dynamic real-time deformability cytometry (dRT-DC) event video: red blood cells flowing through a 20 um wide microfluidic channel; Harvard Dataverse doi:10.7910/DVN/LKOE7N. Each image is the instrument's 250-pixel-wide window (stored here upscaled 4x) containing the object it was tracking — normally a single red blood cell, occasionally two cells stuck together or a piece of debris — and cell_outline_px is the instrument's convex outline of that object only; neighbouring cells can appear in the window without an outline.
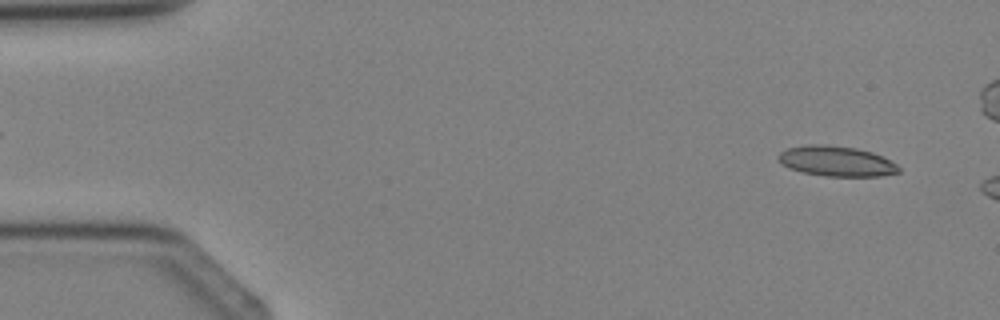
{"species": "Egyptian fruit bat (a non-hibernating species)", "species_latin": "Rousettus aegyptiacus", "temperature_condition": "cold", "stored_images_in_passage": 3, "camera_frame_rate_fps": 3000, "um_per_image_px": 0.085, "animal": {"sex": "female"}, "frame": {"image": 1, "passage_image": 3, "time_ms": 2.333, "image_size_px": [1000, 320], "cell_outline_px": [[900, 172], [880, 176], [828, 176], [804, 172], [788, 168], [776, 156], [780, 152], [788, 148], [808, 144], [828, 144], [856, 148], [872, 152], [884, 156], [896, 164], [900, 168]], "centroid_in_image_um": [71.12, 13.69], "position_along_channel_um": 13.9, "area_um2": 21.21}}